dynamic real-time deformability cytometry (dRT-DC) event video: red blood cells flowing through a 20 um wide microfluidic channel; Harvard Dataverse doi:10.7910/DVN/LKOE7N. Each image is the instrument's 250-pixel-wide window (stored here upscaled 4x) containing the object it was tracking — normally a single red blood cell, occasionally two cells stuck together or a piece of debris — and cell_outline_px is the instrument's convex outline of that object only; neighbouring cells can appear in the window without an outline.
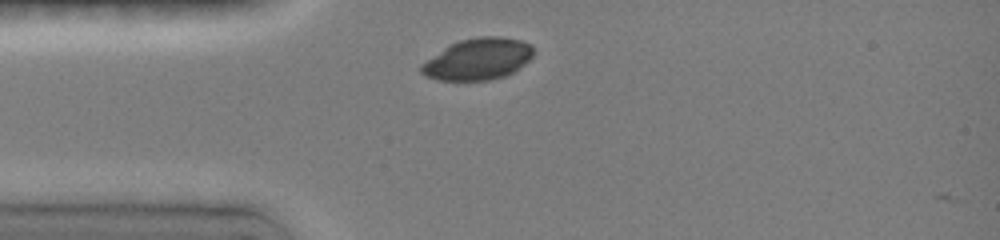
{"species": "common noctule bat (a hibernating species)", "species_latin": "Nyctalus noctula", "temperature_condition": "room temperature", "stored_images_in_passage": 6, "camera_frame_rate_fps": 3000, "um_per_image_px": 0.085, "animal": {"sex": "female", "body_mass_g": 19.0, "forearm_length_mm": 51.5}, "frame": {"image": 1, "passage_image": 2, "time_ms": 0.333, "image_size_px": [1000, 240], "cell_outline_px": [[532, 56], [528, 60], [512, 72], [504, 76], [488, 80], [440, 80], [428, 76], [420, 72], [420, 64], [448, 44], [460, 40], [476, 36], [500, 36], [520, 40], [528, 44], [532, 48]], "centroid_in_image_um": [40.57, 5.01], "position_along_channel_um": 44.4, "area_um2": 26.93}}